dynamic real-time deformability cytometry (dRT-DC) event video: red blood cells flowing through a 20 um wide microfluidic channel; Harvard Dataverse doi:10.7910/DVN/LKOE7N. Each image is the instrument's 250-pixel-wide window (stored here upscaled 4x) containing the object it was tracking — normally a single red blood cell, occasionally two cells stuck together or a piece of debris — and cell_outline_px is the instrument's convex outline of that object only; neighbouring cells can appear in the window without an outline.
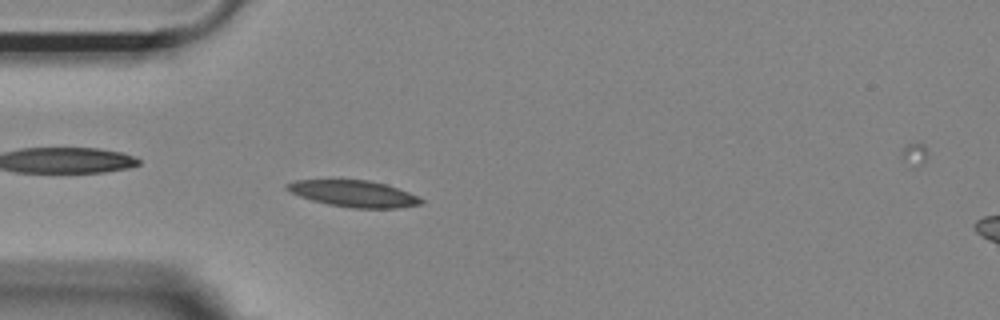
{"species": "Egyptian fruit bat (a non-hibernating species)", "species_latin": "Rousettus aegyptiacus", "temperature_condition": "room temperature", "stored_images_in_passage": 44, "camera_frame_rate_fps": 3000, "um_per_image_px": 0.085, "animal": {"sex": "female"}, "frame": {"image": 1, "passage_image": 8, "time_ms": 2.333, "image_size_px": [1000, 320], "cell_outline_px": [[424, 204], [400, 208], [352, 208], [328, 204], [312, 200], [300, 196], [284, 188], [284, 184], [296, 180], [368, 180], [384, 184], [420, 196], [424, 200]], "centroid_in_image_um": [30.1, 16.47], "position_along_channel_um": 54.9, "area_um2": 20.69}}
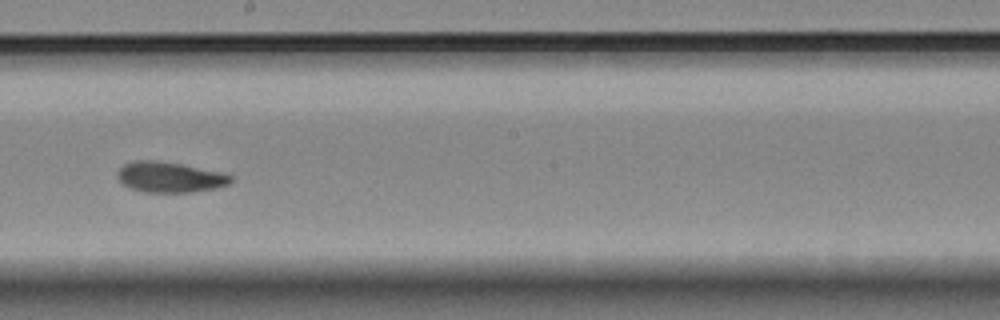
{"frame": {"image": 2, "passage_image": 23, "time_ms": 7.333, "image_size_px": [1000, 320], "cell_outline_px": [[232, 180], [228, 184], [216, 188], [188, 192], [144, 192], [128, 188], [116, 176], [116, 172], [124, 164], [132, 160], [156, 160], [180, 164], [224, 172], [232, 176]], "centroid_in_image_um": [14.4, 15.05], "position_along_channel_um": 233.8, "area_um2": 20.23}}
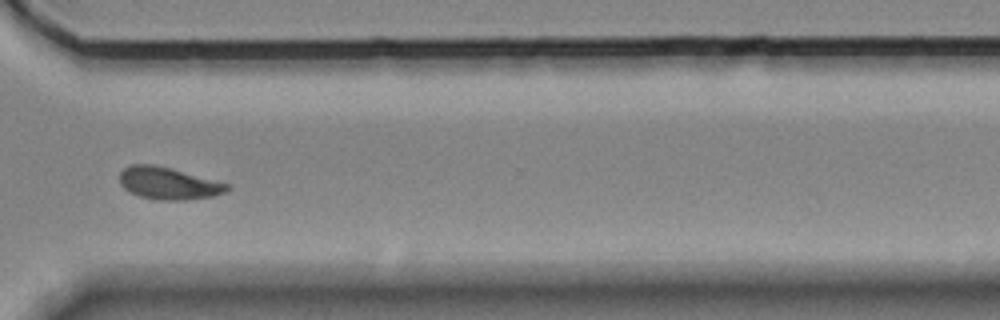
{"frame": {"image": 3, "passage_image": 33, "time_ms": 10.667, "image_size_px": [1000, 320], "cell_outline_px": [[232, 188], [228, 192], [212, 196], [188, 200], [160, 200], [140, 196], [124, 188], [120, 184], [120, 172], [124, 168], [132, 164], [152, 164], [168, 168], [228, 184]], "centroid_in_image_um": [14.32, 15.59], "position_along_channel_um": 356.3, "area_um2": 19.83}, "authors_computed_cell_mechanics": {"area_um2": 19.8832, "velocity_mm_per_s": 3.6725, "shape_relaxation_time_tau1_ms": 3.7969, "shape_relaxation_time_tau2_ms": 2.2966, "deformation_change_tau1": 0.1302, "deformation_change_tau2": 0.0749}}